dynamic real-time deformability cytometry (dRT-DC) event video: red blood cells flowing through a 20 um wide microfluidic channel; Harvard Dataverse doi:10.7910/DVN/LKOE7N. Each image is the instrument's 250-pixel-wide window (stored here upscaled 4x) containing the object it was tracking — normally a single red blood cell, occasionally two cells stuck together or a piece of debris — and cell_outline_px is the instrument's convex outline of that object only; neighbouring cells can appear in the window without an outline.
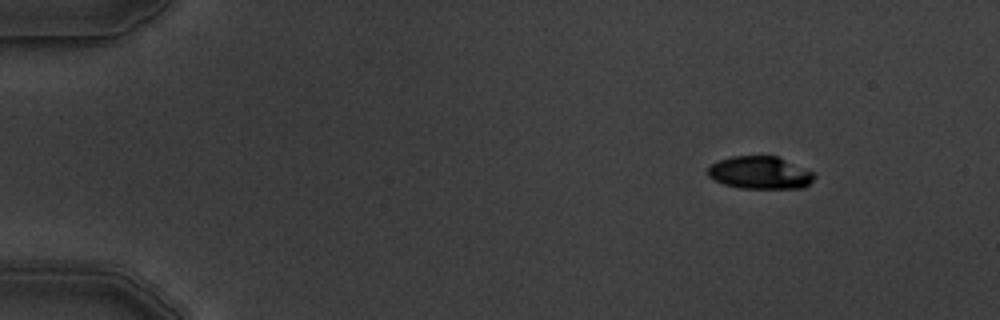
{"species": "common noctule bat (a hibernating species)", "species_latin": "Nyctalus noctula", "temperature_condition": "warm", "stored_images_in_passage": 8, "camera_frame_rate_fps": 3000, "um_per_image_px": 0.085, "animal": {"sex": "male", "body_mass_g": 19.5, "forearm_length_mm": 54.6}, "frame": {"image": 1, "passage_image": 1, "time_ms": 0.0, "image_size_px": [1000, 320], "cell_outline_px": [[816, 176], [804, 188], [740, 188], [724, 184], [708, 176], [708, 168], [712, 164], [720, 160], [732, 156], [776, 156], [816, 172]], "centroid_in_image_um": [64.64, 14.68], "position_along_channel_um": 20.4, "area_um2": 20.17}}
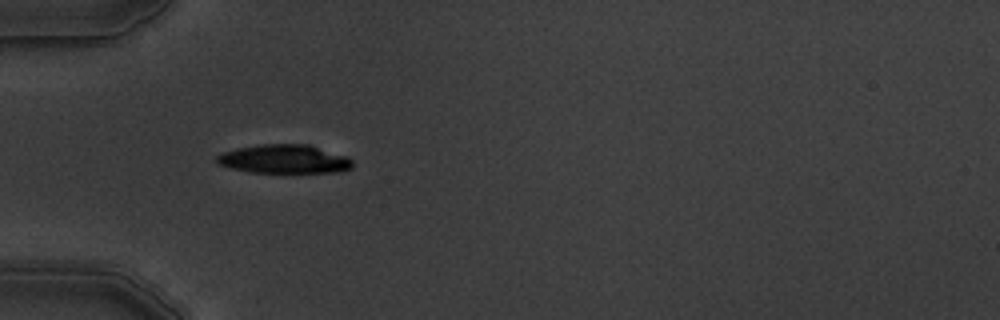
{"frame": {"image": 2, "passage_image": 4, "time_ms": 3.667, "image_size_px": [1000, 320], "cell_outline_px": [[352, 168], [344, 172], [248, 172], [232, 168], [220, 164], [216, 160], [216, 156], [224, 152], [236, 148], [260, 144], [308, 144], [348, 156], [352, 160]], "centroid_in_image_um": [24.21, 13.51], "position_along_channel_um": 60.8, "area_um2": 22.77}}